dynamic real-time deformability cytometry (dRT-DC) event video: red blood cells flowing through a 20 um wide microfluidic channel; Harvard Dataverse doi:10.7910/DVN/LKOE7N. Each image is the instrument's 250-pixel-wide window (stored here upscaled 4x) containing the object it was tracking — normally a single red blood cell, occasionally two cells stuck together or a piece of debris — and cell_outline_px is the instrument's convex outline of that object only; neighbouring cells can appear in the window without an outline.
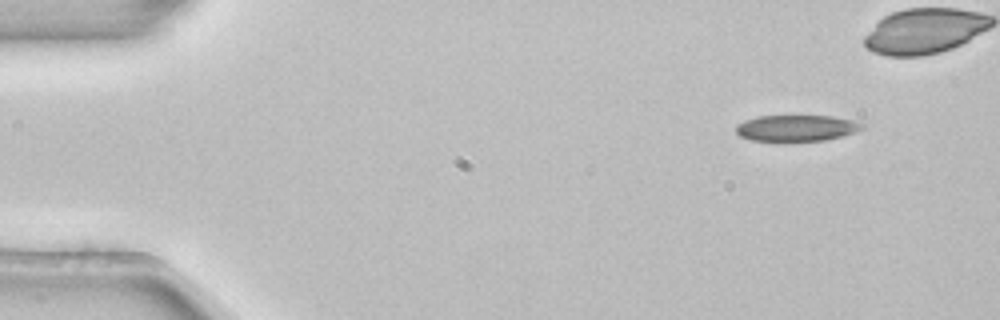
{"species": "common noctule bat (a hibernating species)", "species_latin": "Nyctalus noctula", "temperature_condition": "room temperature", "stored_images_in_passage": 4, "camera_frame_rate_fps": 3000, "um_per_image_px": 0.085, "animal": {"sex": "female", "body_mass_g": 22.7, "forearm_length_mm": 54.2}, "frame": {"image": 1, "passage_image": 1, "time_ms": 0.0, "image_size_px": [1000, 320], "cell_outline_px": [[864, 128], [856, 132], [824, 140], [784, 144], [776, 144], [748, 140], [740, 136], [736, 132], [736, 124], [744, 120], [756, 116], [832, 116], [852, 120], [864, 124]], "centroid_in_image_um": [67.61, 10.94], "position_along_channel_um": 17.4, "area_um2": 20.29}}